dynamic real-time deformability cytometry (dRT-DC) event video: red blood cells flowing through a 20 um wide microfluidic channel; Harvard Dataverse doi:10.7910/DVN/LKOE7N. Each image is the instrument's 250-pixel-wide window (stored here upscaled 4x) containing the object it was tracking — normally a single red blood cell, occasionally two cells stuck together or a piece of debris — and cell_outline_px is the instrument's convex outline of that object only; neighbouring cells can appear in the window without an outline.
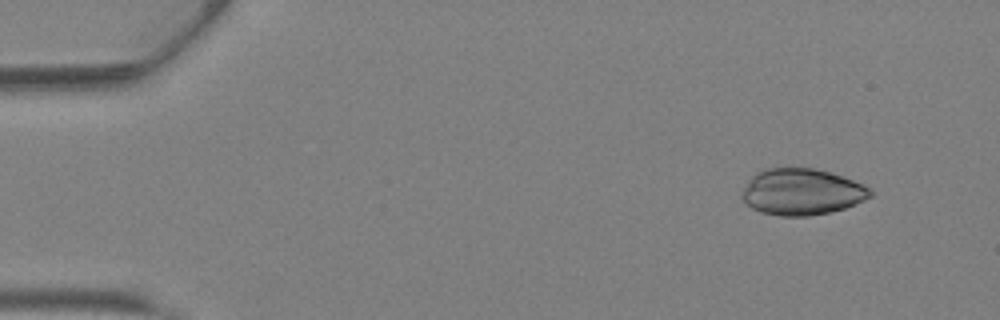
{"species": "Egyptian fruit bat (a non-hibernating species)", "species_latin": "Rousettus aegyptiacus", "temperature_condition": "warm", "stored_images_in_passage": 40, "camera_frame_rate_fps": 3000, "um_per_image_px": 0.085, "animal": {"sex": "female"}, "frame": {"image": 1, "passage_image": 1, "time_ms": 0.0, "image_size_px": [1000, 320], "cell_outline_px": [[872, 196], [864, 200], [844, 208], [832, 212], [808, 216], [780, 216], [760, 212], [752, 208], [740, 196], [748, 180], [756, 172], [764, 168], [812, 168], [832, 172], [864, 184], [872, 192]], "centroid_in_image_um": [68.15, 16.3], "position_along_channel_um": 16.9, "area_um2": 34.8}}
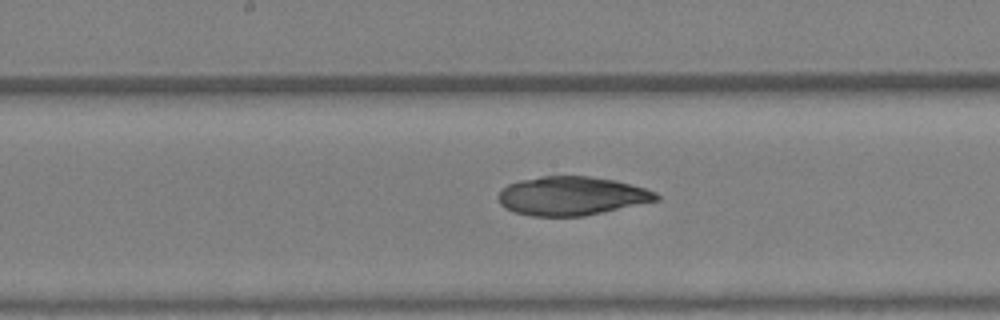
{"frame": {"image": 2, "passage_image": 19, "time_ms": 6.0, "image_size_px": [1000, 320], "cell_outline_px": [[660, 200], [604, 212], [584, 216], [532, 216], [512, 212], [504, 208], [500, 204], [496, 196], [500, 188], [508, 184], [520, 180], [540, 176], [588, 176], [616, 180], [644, 188], [656, 192], [660, 196]], "centroid_in_image_um": [48.55, 16.66], "position_along_channel_um": 199.7, "area_um2": 36.07}}
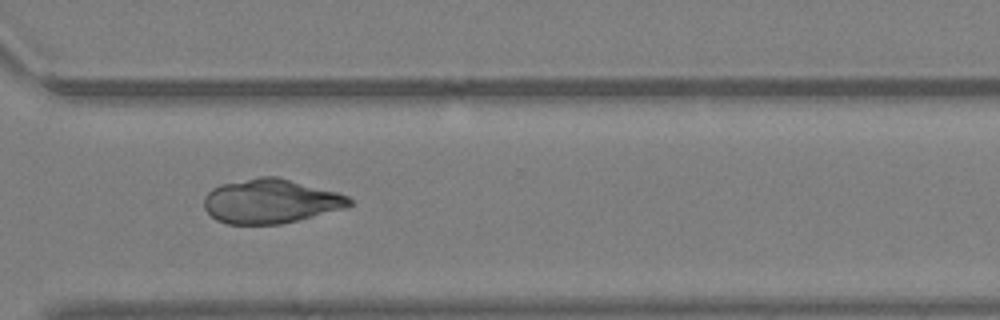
{"frame": {"image": 3, "passage_image": 28, "time_ms": 9.0, "image_size_px": [1000, 320], "cell_outline_px": [[352, 204], [344, 208], [280, 224], [228, 224], [216, 220], [204, 208], [204, 196], [212, 188], [220, 184], [260, 176], [276, 176], [336, 192], [348, 196], [352, 200]], "centroid_in_image_um": [22.96, 17.1], "position_along_channel_um": 347.6, "area_um2": 37.22}}